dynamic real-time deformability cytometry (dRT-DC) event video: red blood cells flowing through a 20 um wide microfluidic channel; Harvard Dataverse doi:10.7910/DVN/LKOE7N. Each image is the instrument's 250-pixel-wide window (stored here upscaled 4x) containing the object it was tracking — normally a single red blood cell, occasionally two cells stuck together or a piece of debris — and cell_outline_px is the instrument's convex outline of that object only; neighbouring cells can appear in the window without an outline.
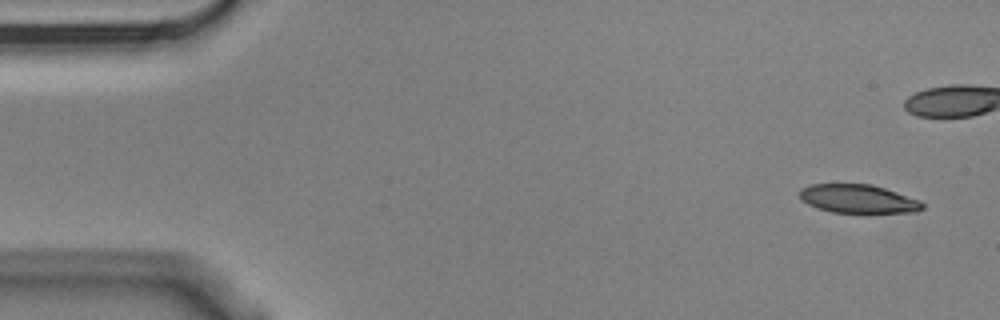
{"species": "Egyptian fruit bat (a non-hibernating species)", "species_latin": "Rousettus aegyptiacus", "temperature_condition": "cold", "stored_images_in_passage": 6, "camera_frame_rate_fps": 3000, "um_per_image_px": 0.085, "animal": {"sex": "male"}, "frame": {"image": 1, "passage_image": 1, "time_ms": 0.0, "image_size_px": [1000, 320], "cell_outline_px": [[924, 208], [916, 212], [868, 216], [832, 212], [816, 208], [800, 200], [800, 188], [812, 184], [872, 184], [920, 200], [924, 204]], "centroid_in_image_um": [72.99, 16.96], "position_along_channel_um": 12.0, "area_um2": 21.56}}